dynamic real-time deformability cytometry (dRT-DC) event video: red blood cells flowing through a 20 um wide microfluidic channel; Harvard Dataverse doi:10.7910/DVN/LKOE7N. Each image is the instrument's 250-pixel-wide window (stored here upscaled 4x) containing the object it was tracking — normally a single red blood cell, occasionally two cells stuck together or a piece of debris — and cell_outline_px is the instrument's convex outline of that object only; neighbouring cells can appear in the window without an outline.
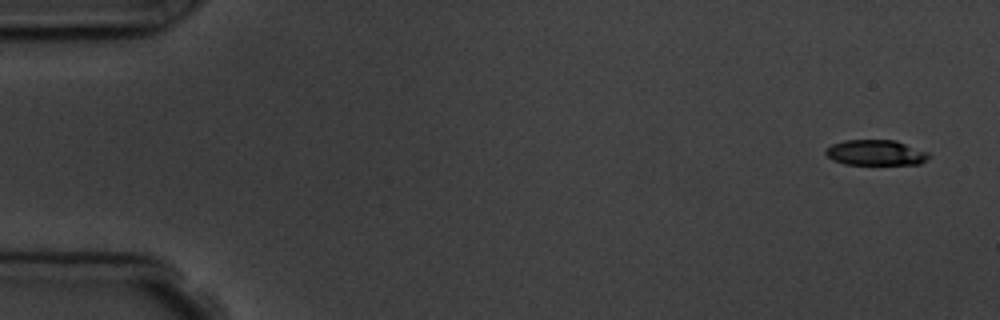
{"species": "common noctule bat (a hibernating species)", "species_latin": "Nyctalus noctula", "temperature_condition": "room temperature", "stored_images_in_passage": 5, "camera_frame_rate_fps": 3000, "um_per_image_px": 0.085, "animal": {"sex": "male", "body_mass_g": 19.5, "forearm_length_mm": 54.6}, "frame": {"image": 1, "passage_image": 1, "time_ms": 0.0, "image_size_px": [1000, 320], "cell_outline_px": [[928, 156], [920, 164], [844, 164], [832, 160], [824, 152], [832, 144], [844, 140], [896, 140], [928, 152]], "centroid_in_image_um": [74.4, 12.97], "position_along_channel_um": 10.6, "area_um2": 15.14}}
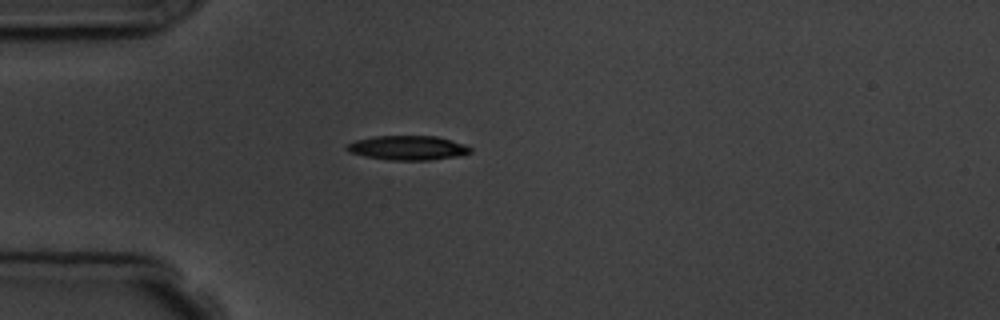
{"frame": {"image": 2, "passage_image": 4, "time_ms": 4.333, "image_size_px": [1000, 320], "cell_outline_px": [[472, 152], [460, 156], [432, 160], [388, 160], [364, 156], [348, 152], [344, 148], [348, 144], [356, 140], [376, 136], [436, 136], [452, 140], [464, 144], [472, 148]], "centroid_in_image_um": [34.68, 12.57], "position_along_channel_um": 50.3, "area_um2": 17.69}}